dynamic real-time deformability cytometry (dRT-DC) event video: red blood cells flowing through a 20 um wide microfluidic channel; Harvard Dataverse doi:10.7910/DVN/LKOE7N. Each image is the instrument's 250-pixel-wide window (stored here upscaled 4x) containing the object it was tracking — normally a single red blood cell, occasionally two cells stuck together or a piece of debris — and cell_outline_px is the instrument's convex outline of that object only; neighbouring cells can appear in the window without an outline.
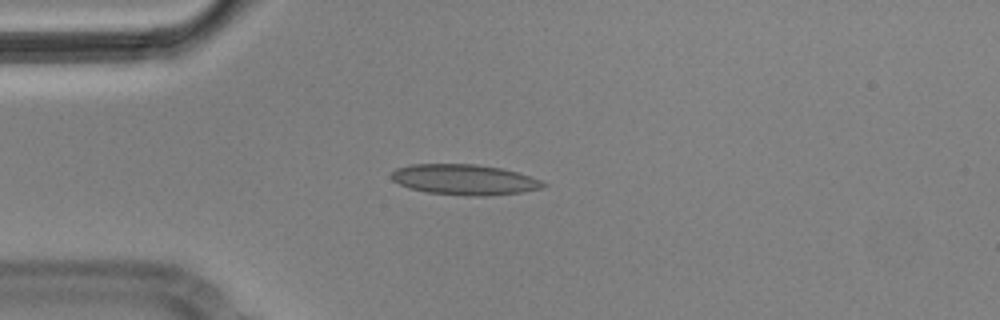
{"species": "Egyptian fruit bat (a non-hibernating species)", "species_latin": "Rousettus aegyptiacus", "temperature_condition": "cold", "stored_images_in_passage": 6, "camera_frame_rate_fps": 3000, "um_per_image_px": 0.085, "animal": {"sex": "male"}, "frame": {"image": 1, "passage_image": 4, "time_ms": 1.0, "image_size_px": [1000, 320], "cell_outline_px": [[548, 184], [540, 188], [524, 192], [484, 196], [468, 196], [428, 192], [408, 188], [392, 180], [392, 172], [396, 168], [412, 164], [476, 164], [500, 168], [516, 172], [540, 180]], "centroid_in_image_um": [39.46, 15.27], "position_along_channel_um": 45.5, "area_um2": 26.82}}
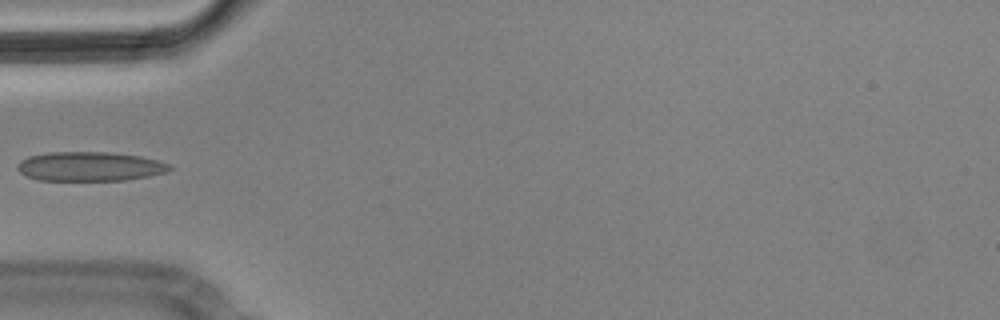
{"frame": {"image": 2, "passage_image": 5, "time_ms": 1.333, "image_size_px": [1000, 320], "cell_outline_px": [[172, 168], [164, 172], [148, 176], [124, 180], [36, 180], [24, 176], [16, 168], [16, 164], [20, 160], [28, 156], [52, 152], [108, 152], [140, 156], [172, 164]], "centroid_in_image_um": [7.58, 14.15], "position_along_channel_um": 77.4, "area_um2": 26.01}}